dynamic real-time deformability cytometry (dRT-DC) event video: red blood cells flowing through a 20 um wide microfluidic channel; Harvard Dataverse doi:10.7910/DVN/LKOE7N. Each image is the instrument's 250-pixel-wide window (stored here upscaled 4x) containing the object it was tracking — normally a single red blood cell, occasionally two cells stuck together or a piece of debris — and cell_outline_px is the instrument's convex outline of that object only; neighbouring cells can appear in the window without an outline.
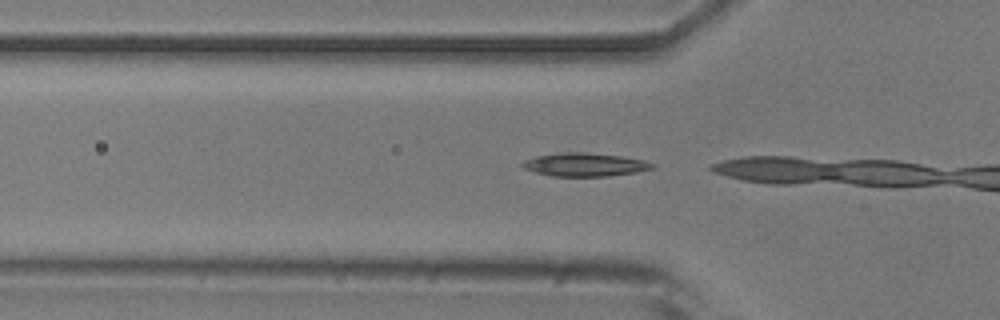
{"species": "common noctule bat (a hibernating species)", "species_latin": "Nyctalus noctula", "temperature_condition": "room temperature", "stored_images_in_passage": 4, "camera_frame_rate_fps": 3000, "um_per_image_px": 0.085, "animal": {"sex": "male", "body_mass_g": 20.5, "forearm_length_mm": 52.5}, "frame": {"image": 1, "passage_image": 3, "time_ms": 2.0, "image_size_px": [1000, 320], "cell_outline_px": [[656, 168], [636, 172], [608, 176], [552, 176], [536, 172], [524, 168], [520, 164], [524, 160], [536, 156], [560, 152], [584, 152], [620, 156], [644, 160], [656, 164]], "centroid_in_image_um": [49.72, 13.99], "position_along_channel_um": 76.1, "area_um2": 17.69}}